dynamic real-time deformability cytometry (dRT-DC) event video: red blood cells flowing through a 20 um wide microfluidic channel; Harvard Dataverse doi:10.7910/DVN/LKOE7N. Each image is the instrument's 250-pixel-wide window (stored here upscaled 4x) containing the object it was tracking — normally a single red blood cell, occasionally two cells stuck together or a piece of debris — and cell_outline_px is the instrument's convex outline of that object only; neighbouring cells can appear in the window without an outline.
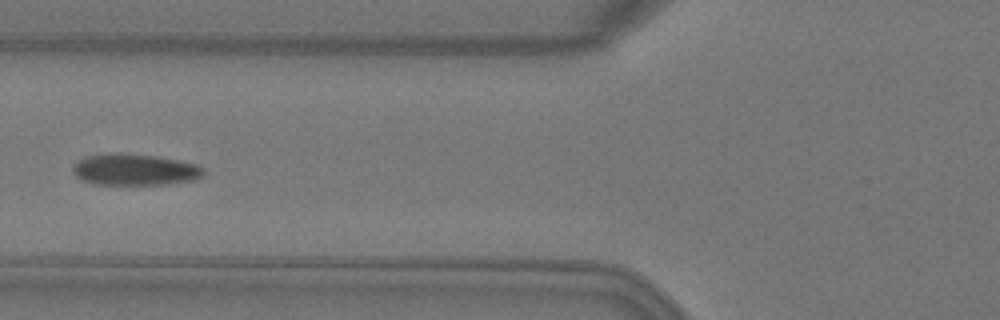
{"species": "Egyptian fruit bat (a non-hibernating species)", "species_latin": "Rousettus aegyptiacus", "temperature_condition": "warm", "stored_images_in_passage": 2, "camera_frame_rate_fps": 3000, "um_per_image_px": 0.085, "animal": {"sex": "female"}, "frame": {"image": 1, "passage_image": 2, "time_ms": 0.333, "image_size_px": [1000, 320], "cell_outline_px": [[204, 176], [196, 180], [168, 184], [92, 184], [76, 176], [72, 168], [72, 164], [76, 160], [84, 156], [116, 152], [156, 156], [196, 164], [204, 168]], "centroid_in_image_um": [11.44, 14.41], "position_along_channel_um": 114.4, "area_um2": 24.16}}